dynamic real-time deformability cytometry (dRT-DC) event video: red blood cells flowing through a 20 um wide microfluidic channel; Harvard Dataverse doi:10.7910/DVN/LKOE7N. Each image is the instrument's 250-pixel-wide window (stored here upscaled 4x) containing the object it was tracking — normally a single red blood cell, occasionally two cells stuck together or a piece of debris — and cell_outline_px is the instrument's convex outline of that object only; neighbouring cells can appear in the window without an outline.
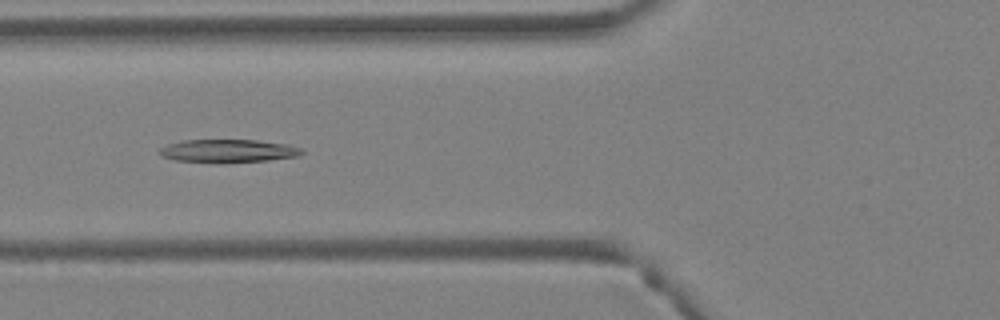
{"species": "Egyptian fruit bat (a non-hibernating species)", "species_latin": "Rousettus aegyptiacus", "temperature_condition": "warm", "stored_images_in_passage": 5, "camera_frame_rate_fps": 3000, "um_per_image_px": 0.085, "animal": {"sex": "female"}, "frame": {"image": 1, "passage_image": 5, "time_ms": 1.333, "image_size_px": [1000, 320], "cell_outline_px": [[304, 152], [296, 156], [268, 160], [172, 160], [160, 156], [156, 152], [160, 148], [168, 144], [184, 140], [256, 140], [288, 144], [300, 148]], "centroid_in_image_um": [19.35, 12.78], "position_along_channel_um": 106.5, "area_um2": 18.15}}